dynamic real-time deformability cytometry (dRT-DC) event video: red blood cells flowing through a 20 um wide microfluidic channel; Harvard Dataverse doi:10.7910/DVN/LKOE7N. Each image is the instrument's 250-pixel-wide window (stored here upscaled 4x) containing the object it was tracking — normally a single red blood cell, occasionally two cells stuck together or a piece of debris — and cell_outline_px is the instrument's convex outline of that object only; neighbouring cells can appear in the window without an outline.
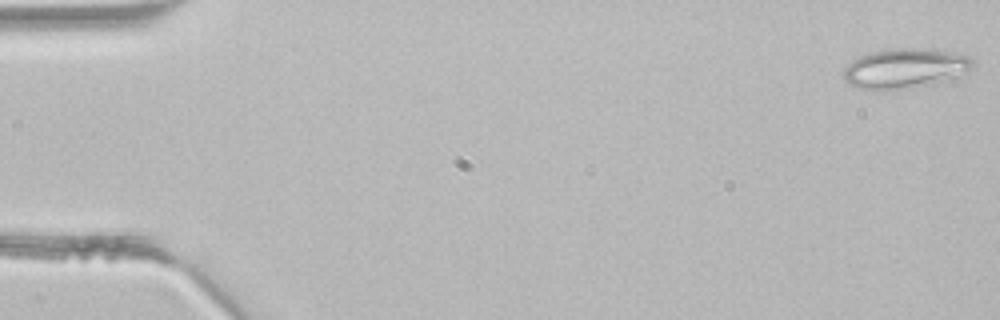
{"species": "common noctule bat (a hibernating species)", "species_latin": "Nyctalus noctula", "temperature_condition": "room temperature", "stored_images_in_passage": 4, "camera_frame_rate_fps": 3000, "um_per_image_px": 0.085, "animal": {"sex": "male", "body_mass_g": 21.5, "forearm_length_mm": 52.0}, "frame": {"image": 1, "passage_image": 1, "time_ms": 0.0, "image_size_px": [1000, 320], "cell_outline_px": [[972, 64], [968, 72], [952, 80], [916, 88], [880, 92], [872, 92], [856, 88], [848, 84], [844, 80], [844, 68], [852, 60], [860, 56], [884, 48], [932, 48], [972, 56]], "centroid_in_image_um": [76.92, 5.85], "position_along_channel_um": 8.1, "area_um2": 31.33}}